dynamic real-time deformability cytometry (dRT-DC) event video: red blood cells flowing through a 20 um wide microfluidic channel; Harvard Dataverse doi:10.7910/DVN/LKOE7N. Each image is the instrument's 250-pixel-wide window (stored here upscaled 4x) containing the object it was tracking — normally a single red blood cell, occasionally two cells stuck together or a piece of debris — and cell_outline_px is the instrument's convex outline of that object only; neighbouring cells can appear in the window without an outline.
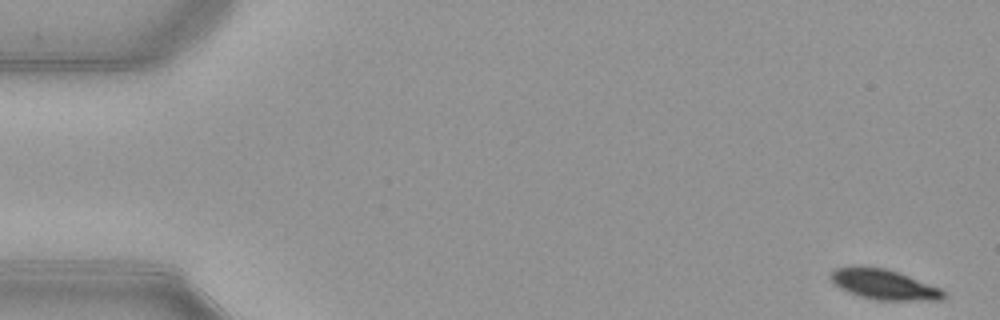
{"species": "common noctule bat (a hibernating species)", "species_latin": "Nyctalus noctula", "temperature_condition": "warm", "stored_images_in_passage": 52, "camera_frame_rate_fps": 3000, "um_per_image_px": 0.085, "animal": {"sex": "female", "body_mass_g": 21.9}, "frame": {"image": 1, "passage_image": 1, "time_ms": 0.0, "image_size_px": [1000, 320], "cell_outline_px": [[944, 296], [940, 300], [876, 300], [860, 296], [848, 292], [840, 288], [828, 276], [832, 268], [860, 264], [884, 268], [908, 276], [940, 288], [944, 292]], "centroid_in_image_um": [75.03, 24.14], "position_along_channel_um": 10.0, "area_um2": 19.94}}
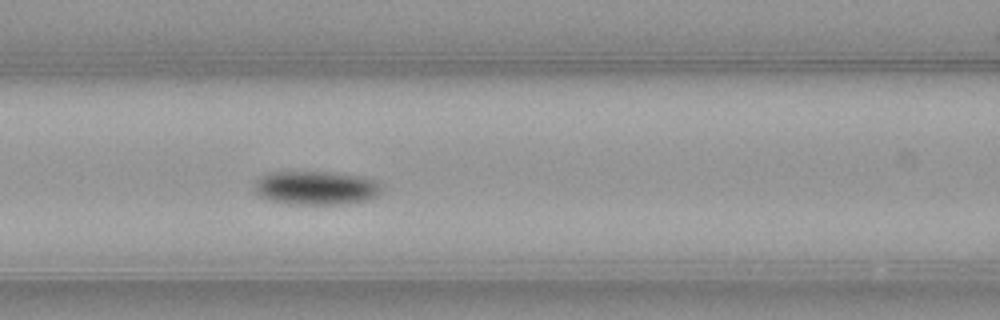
{"frame": {"image": 2, "passage_image": 22, "time_ms": 7.0, "image_size_px": [1000, 320], "cell_outline_px": [[384, 188], [376, 196], [368, 200], [340, 204], [288, 204], [268, 200], [260, 196], [256, 192], [256, 180], [260, 176], [268, 172], [336, 172], [364, 176], [380, 180]], "centroid_in_image_um": [26.93, 15.96], "position_along_channel_um": 139.7, "area_um2": 25.49}}
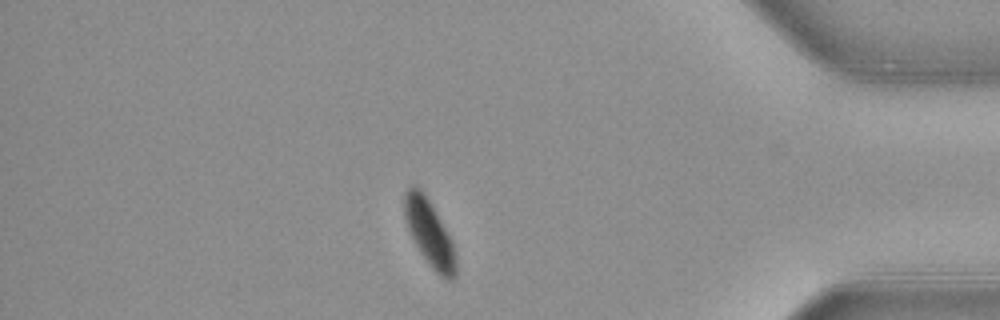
{"frame": {"image": 3, "passage_image": 45, "time_ms": 14.667, "image_size_px": [1000, 320], "cell_outline_px": [[456, 276], [452, 280], [448, 280], [440, 276], [432, 268], [420, 252], [408, 228], [404, 216], [404, 192], [412, 184], [420, 188], [424, 192], [436, 212], [452, 240], [456, 252]], "centroid_in_image_um": [36.52, 19.81], "position_along_channel_um": 398.7, "area_um2": 19.83}, "authors_computed_cell_mechanics": {"area_um2": 22.5131, "velocity_mm_per_s": 3.874, "shape_relaxation_time_tau1_ms": 2.239, "shape_relaxation_time_tau2_ms": null, "deformation_change_tau1": 0.1267, "deformation_change_tau2": null}}